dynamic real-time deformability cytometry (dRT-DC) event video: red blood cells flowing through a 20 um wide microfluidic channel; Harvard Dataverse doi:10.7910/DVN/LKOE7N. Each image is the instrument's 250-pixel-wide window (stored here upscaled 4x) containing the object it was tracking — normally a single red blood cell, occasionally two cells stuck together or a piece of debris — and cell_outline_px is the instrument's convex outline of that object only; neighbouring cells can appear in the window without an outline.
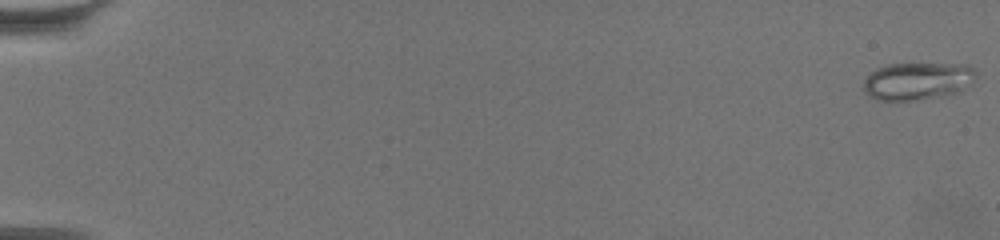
{"species": "common noctule bat (a hibernating species)", "species_latin": "Nyctalus noctula", "temperature_condition": "warm", "stored_images_in_passage": 64, "camera_frame_rate_fps": 3000, "um_per_image_px": 0.085, "animal": {"sex": "female", "body_mass_g": 19.5, "forearm_length_mm": 54.1}, "frame": {"image": 1, "passage_image": 1, "time_ms": 0.0, "image_size_px": [1000, 240], "cell_outline_px": [[976, 76], [972, 84], [960, 92], [908, 100], [880, 100], [868, 96], [864, 92], [864, 80], [876, 68], [888, 64], [968, 64], [976, 72]], "centroid_in_image_um": [78.0, 6.87], "position_along_channel_um": 7.0, "area_um2": 24.39}}
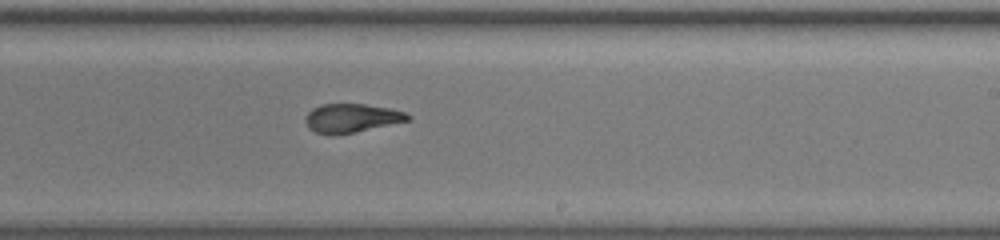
{"frame": {"image": 2, "passage_image": 41, "time_ms": 13.333, "image_size_px": [1000, 240], "cell_outline_px": [[412, 120], [356, 132], [332, 136], [316, 132], [308, 128], [304, 120], [308, 112], [312, 108], [320, 104], [364, 104], [388, 108], [404, 112], [412, 116]], "centroid_in_image_um": [29.87, 10.05], "position_along_channel_um": 259.1, "area_um2": 17.4}}
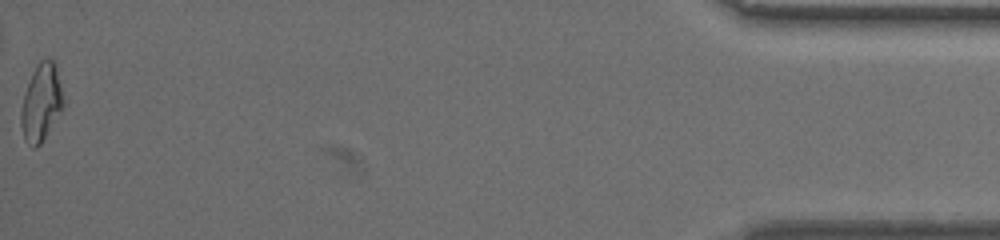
{"frame": {"image": 3, "passage_image": 64, "time_ms": 21.0, "image_size_px": [1000, 240], "cell_outline_px": [[64, 104], [40, 144], [36, 148], [32, 148], [24, 140], [20, 124], [20, 112], [24, 96], [32, 72], [36, 64], [40, 60], [52, 60], [56, 64], [64, 100]], "centroid_in_image_um": [3.48, 8.72], "position_along_channel_um": 431.7, "area_um2": 18.79}, "authors_computed_cell_mechanics": {"area_um2": 18.2648, "velocity_mm_per_s": 3.393, "shape_relaxation_time_tau1_ms": null, "shape_relaxation_time_tau2_ms": 1.827, "deformation_change_tau1": null, "deformation_change_tau2": 0.0747}}